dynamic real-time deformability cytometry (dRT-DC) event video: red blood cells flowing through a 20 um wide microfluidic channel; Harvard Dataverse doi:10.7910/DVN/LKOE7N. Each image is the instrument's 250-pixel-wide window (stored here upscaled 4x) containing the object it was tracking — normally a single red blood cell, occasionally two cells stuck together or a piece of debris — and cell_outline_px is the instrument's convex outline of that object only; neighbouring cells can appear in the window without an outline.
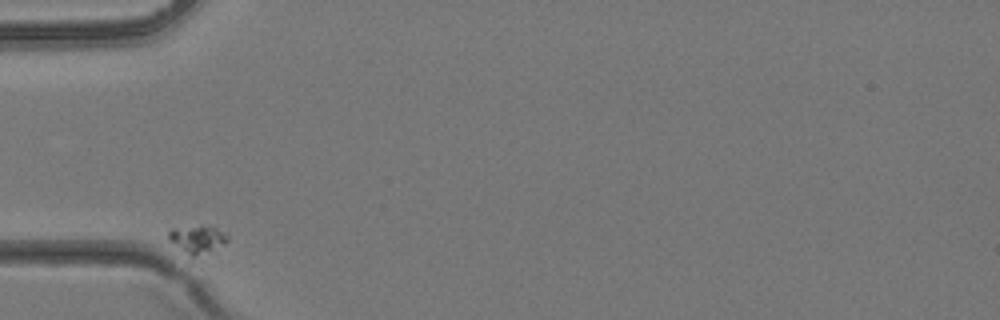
{"species": "common noctule bat (a hibernating species)", "species_latin": "Nyctalus noctula", "temperature_condition": "room temperature", "stored_images_in_passage": 24, "camera_frame_rate_fps": 3000, "um_per_image_px": 0.085, "animal": {"sex": "female", "body_mass_g": 24.6, "forearm_length_mm": 56.2}, "frame": {"image": 1, "passage_image": 1, "time_ms": 0.0, "image_size_px": [1000, 320], "cell_outline_px": [[228, 240], [208, 264], [188, 256], [168, 240], [168, 232], [172, 228], [200, 224], [204, 224], [216, 228], [224, 232], [228, 236]], "centroid_in_image_um": [16.87, 20.49], "position_along_channel_um": 68.1, "area_um2": 11.33}}
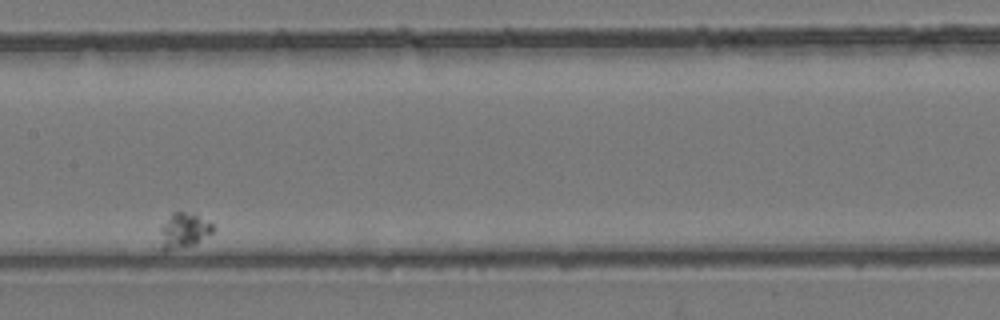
{"frame": {"image": 2, "passage_image": 11, "time_ms": 3.333, "image_size_px": [1000, 320], "cell_outline_px": [[216, 228], [212, 232], [196, 244], [164, 252], [160, 248], [160, 228], [172, 212], [184, 212], [196, 216], [212, 224]], "centroid_in_image_um": [15.58, 19.64], "position_along_channel_um": 191.8, "area_um2": 10.75}}
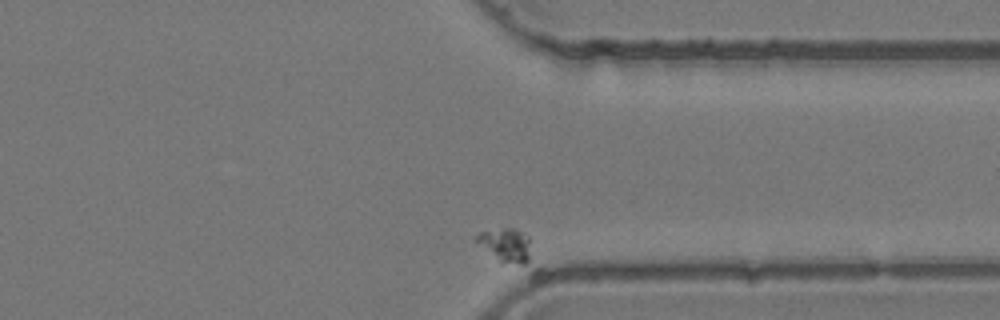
{"frame": {"image": 3, "passage_image": 24, "time_ms": 7.667, "image_size_px": [1000, 320], "cell_outline_px": [[528, 260], [524, 264], [520, 264], [500, 260], [472, 240], [480, 232], [504, 228], [516, 228], [528, 236]], "centroid_in_image_um": [42.94, 20.78], "position_along_channel_um": 368.5, "area_um2": 10.23}}